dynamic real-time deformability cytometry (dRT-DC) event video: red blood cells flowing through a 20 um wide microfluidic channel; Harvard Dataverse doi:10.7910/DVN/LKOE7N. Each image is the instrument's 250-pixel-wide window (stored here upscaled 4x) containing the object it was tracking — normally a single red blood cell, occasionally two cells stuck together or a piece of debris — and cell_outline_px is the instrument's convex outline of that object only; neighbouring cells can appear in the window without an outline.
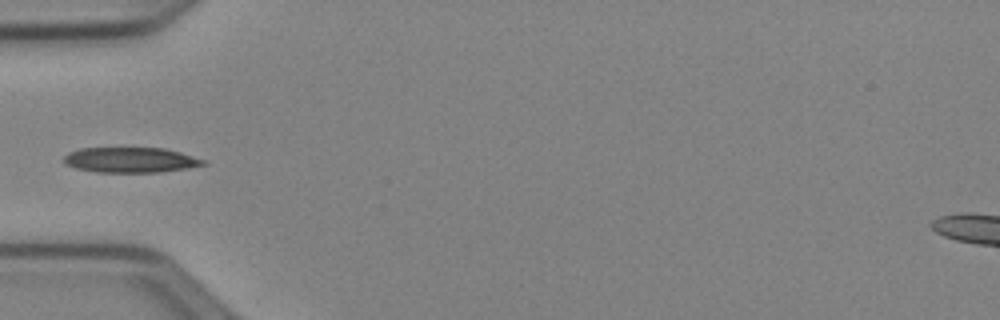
{"species": "Egyptian fruit bat (a non-hibernating species)", "species_latin": "Rousettus aegyptiacus", "temperature_condition": "cold", "stored_images_in_passage": 35, "camera_frame_rate_fps": 3000, "um_per_image_px": 0.085, "animal": {"sex": "female"}, "frame": {"image": 1, "passage_image": 1, "time_ms": 0.0, "image_size_px": [1000, 320], "cell_outline_px": [[208, 164], [188, 168], [160, 172], [96, 172], [76, 168], [64, 164], [64, 156], [68, 152], [80, 148], [164, 148], [180, 152], [208, 160]], "centroid_in_image_um": [11.13, 13.59], "position_along_channel_um": 73.9, "area_um2": 20.69}}
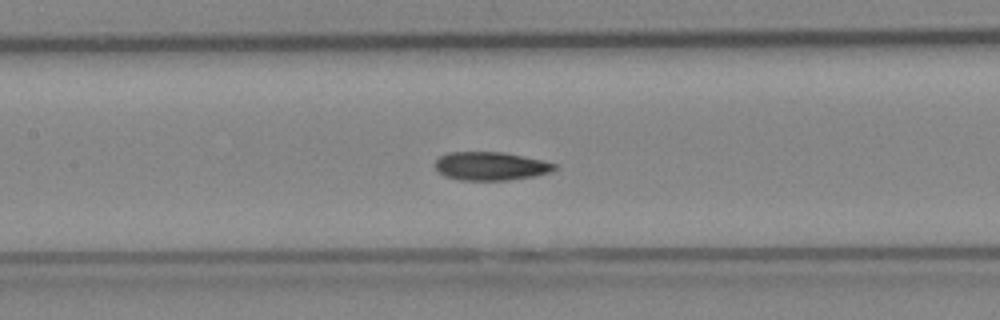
{"frame": {"image": 2, "passage_image": 8, "time_ms": 2.333, "image_size_px": [1000, 320], "cell_outline_px": [[556, 168], [552, 172], [536, 176], [508, 180], [460, 180], [444, 176], [436, 168], [436, 160], [440, 156], [448, 152], [504, 152], [524, 156], [556, 164]], "centroid_in_image_um": [41.72, 14.12], "position_along_channel_um": 165.7, "area_um2": 19.77}}
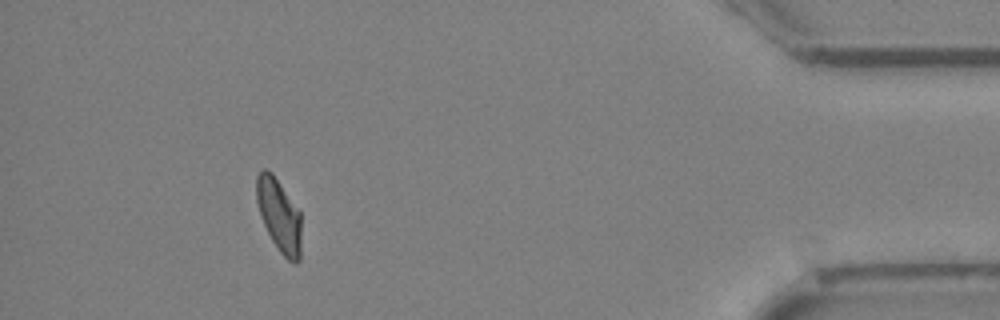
{"frame": {"image": 3, "passage_image": 31, "time_ms": 10.0, "image_size_px": [1000, 320], "cell_outline_px": [[300, 260], [296, 264], [292, 264], [280, 252], [272, 240], [260, 216], [256, 200], [256, 176], [264, 168], [272, 172], [300, 208]], "centroid_in_image_um": [23.73, 18.27], "position_along_channel_um": 411.5, "area_um2": 19.36}}